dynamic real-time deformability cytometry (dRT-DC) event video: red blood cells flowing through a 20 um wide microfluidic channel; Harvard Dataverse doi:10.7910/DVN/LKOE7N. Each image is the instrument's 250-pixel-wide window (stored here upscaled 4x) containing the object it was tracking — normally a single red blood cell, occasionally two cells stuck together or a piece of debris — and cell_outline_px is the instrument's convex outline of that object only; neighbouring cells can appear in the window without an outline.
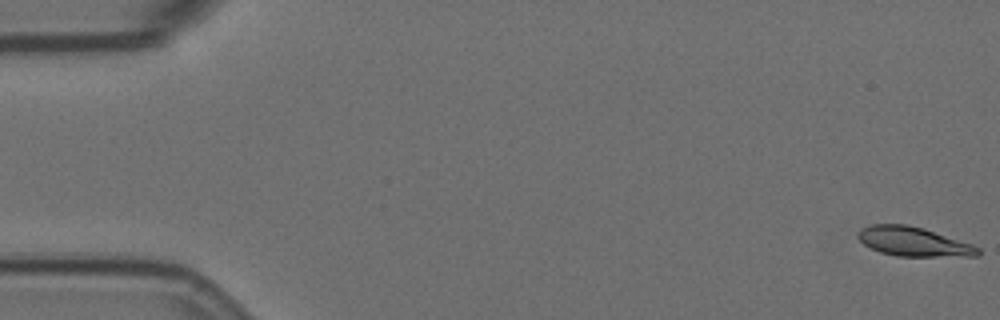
{"species": "Egyptian fruit bat (a non-hibernating species)", "species_latin": "Rousettus aegyptiacus", "temperature_condition": "room temperature", "stored_images_in_passage": 57, "camera_frame_rate_fps": 3000, "um_per_image_px": 0.085, "animal": {"sex": "female"}, "frame": {"image": 1, "passage_image": 1, "time_ms": 0.0, "image_size_px": [1000, 320], "cell_outline_px": [[980, 256], [896, 256], [880, 252], [864, 244], [856, 236], [856, 232], [860, 228], [872, 224], [908, 224], [924, 228], [972, 244], [980, 248]], "centroid_in_image_um": [77.63, 20.53], "position_along_channel_um": 7.4, "area_um2": 20.58}}
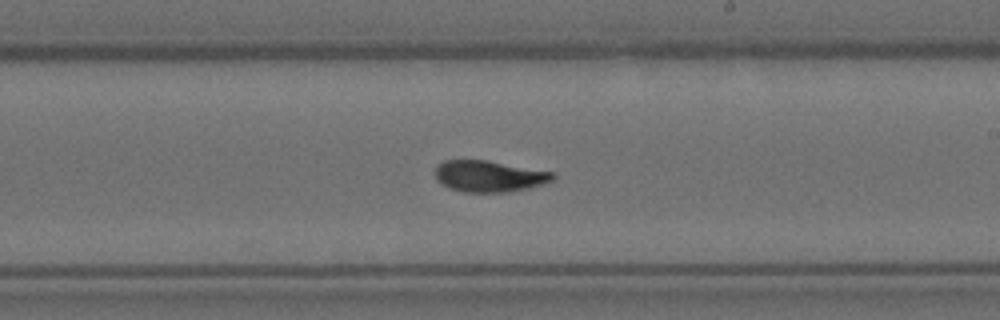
{"frame": {"image": 2, "passage_image": 33, "time_ms": 10.667, "image_size_px": [1000, 320], "cell_outline_px": [[556, 176], [552, 180], [528, 188], [504, 192], [464, 192], [448, 188], [440, 184], [436, 180], [436, 164], [444, 160], [488, 160], [556, 172]], "centroid_in_image_um": [41.56, 14.96], "position_along_channel_um": 247.4, "area_um2": 21.68}}
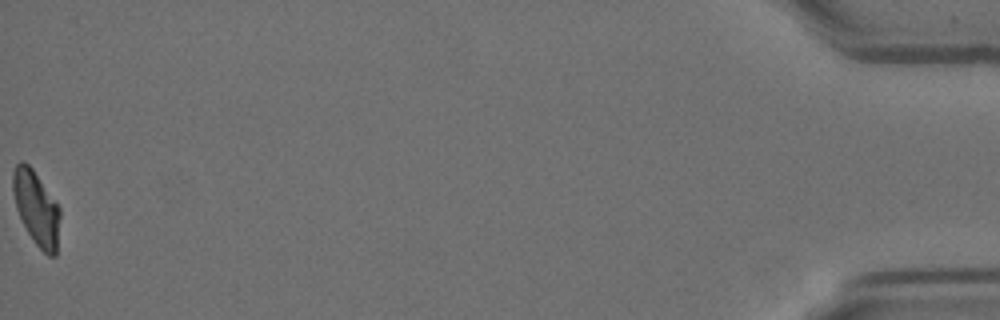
{"frame": {"image": 3, "passage_image": 57, "time_ms": 18.667, "image_size_px": [1000, 320], "cell_outline_px": [[60, 216], [56, 256], [48, 256], [36, 244], [28, 232], [16, 208], [12, 188], [12, 172], [16, 164], [20, 160], [24, 160], [32, 168], [60, 208]], "centroid_in_image_um": [3.08, 17.66], "position_along_channel_um": 432.1, "area_um2": 20.17}, "authors_computed_cell_mechanics": {"area_um2": 21.4438, "velocity_mm_per_s": 3.5966, "shape_relaxation_time_tau1_ms": 6.0548, "shape_relaxation_time_tau2_ms": 2.9782, "deformation_change_tau1": 0.1768, "deformation_change_tau2": 0.0735}}